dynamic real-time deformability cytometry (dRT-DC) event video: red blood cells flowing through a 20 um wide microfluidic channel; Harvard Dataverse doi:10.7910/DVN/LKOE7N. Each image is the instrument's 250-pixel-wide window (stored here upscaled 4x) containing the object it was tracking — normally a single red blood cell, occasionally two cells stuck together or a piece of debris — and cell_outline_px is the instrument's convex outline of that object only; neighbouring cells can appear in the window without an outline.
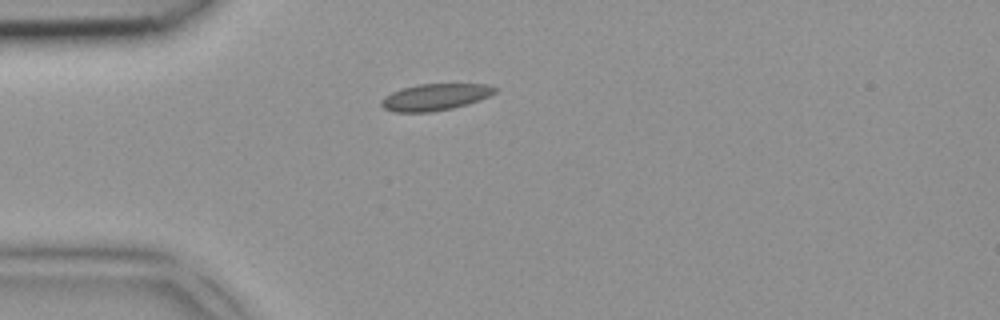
{"species": "common noctule bat (a hibernating species)", "species_latin": "Nyctalus noctula", "temperature_condition": "room temperature", "stored_images_in_passage": 3, "camera_frame_rate_fps": 3000, "um_per_image_px": 0.085, "animal": {"sex": "female", "body_mass_g": 18.4}, "frame": {"image": 1, "passage_image": 3, "time_ms": 0.667, "image_size_px": [1000, 320], "cell_outline_px": [[500, 88], [496, 92], [480, 100], [468, 104], [452, 108], [432, 112], [392, 112], [384, 108], [380, 104], [380, 100], [384, 96], [392, 92], [404, 88], [420, 84], [488, 84]], "centroid_in_image_um": [37.0, 8.25], "position_along_channel_um": 48.0, "area_um2": 17.74}}